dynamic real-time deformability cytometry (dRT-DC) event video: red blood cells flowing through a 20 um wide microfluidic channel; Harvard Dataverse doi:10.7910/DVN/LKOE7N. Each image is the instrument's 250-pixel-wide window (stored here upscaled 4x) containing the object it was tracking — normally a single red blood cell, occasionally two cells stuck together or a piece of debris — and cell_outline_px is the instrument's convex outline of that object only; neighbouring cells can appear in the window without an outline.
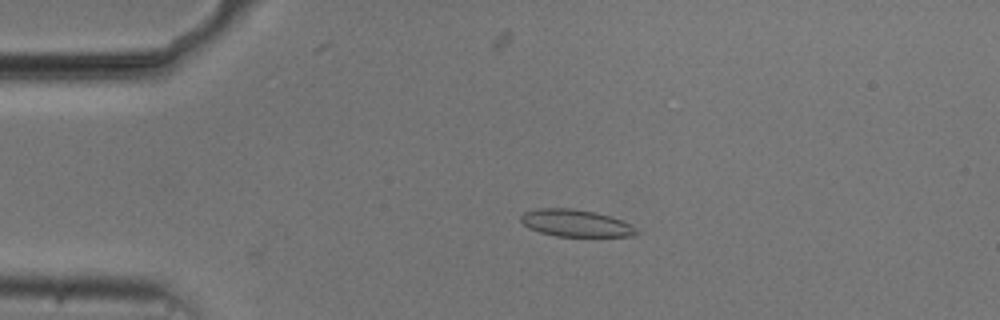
{"species": "common noctule bat (a hibernating species)", "species_latin": "Nyctalus noctula", "temperature_condition": "cold", "stored_images_in_passage": 12, "camera_frame_rate_fps": 3000, "um_per_image_px": 0.085, "animal": {"sex": "male", "body_mass_g": 20.5, "forearm_length_mm": 52.5}, "frame": {"image": 1, "passage_image": 12, "time_ms": 3.667, "image_size_px": [1000, 320], "cell_outline_px": [[640, 232], [632, 236], [556, 236], [540, 232], [528, 228], [520, 220], [520, 216], [524, 212], [536, 208], [572, 208], [596, 212], [620, 220], [636, 228]], "centroid_in_image_um": [48.89, 18.96], "position_along_channel_um": 36.1, "area_um2": 18.15}}